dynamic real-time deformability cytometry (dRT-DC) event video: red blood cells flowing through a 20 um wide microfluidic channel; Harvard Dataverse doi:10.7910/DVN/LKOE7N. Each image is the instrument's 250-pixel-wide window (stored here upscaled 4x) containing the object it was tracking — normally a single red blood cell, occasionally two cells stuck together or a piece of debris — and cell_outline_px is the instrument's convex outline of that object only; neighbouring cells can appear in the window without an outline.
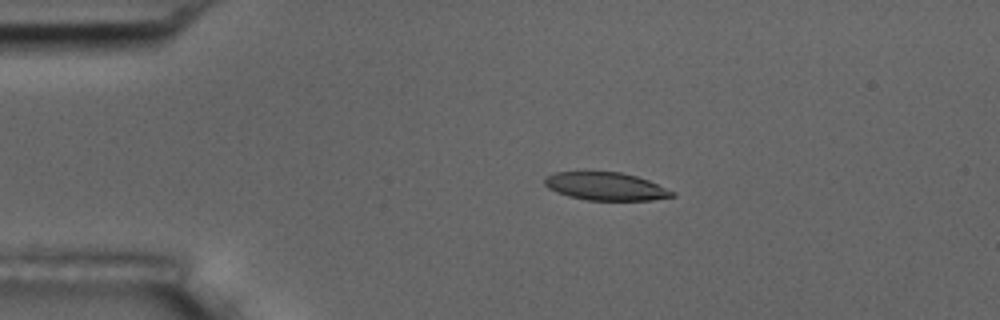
{"species": "common noctule bat (a hibernating species)", "species_latin": "Nyctalus noctula", "temperature_condition": "room temperature", "stored_images_in_passage": 6, "camera_frame_rate_fps": 3000, "um_per_image_px": 0.085, "animal": {"sex": "male", "body_mass_g": 17.5, "forearm_length_mm": 52.3}, "frame": {"image": 1, "passage_image": 4, "time_ms": 3.333, "image_size_px": [1000, 320], "cell_outline_px": [[676, 196], [652, 200], [588, 200], [568, 196], [556, 192], [548, 188], [544, 184], [544, 180], [552, 172], [620, 172], [636, 176], [648, 180], [676, 192]], "centroid_in_image_um": [51.5, 15.84], "position_along_channel_um": 33.5, "area_um2": 20.75}}
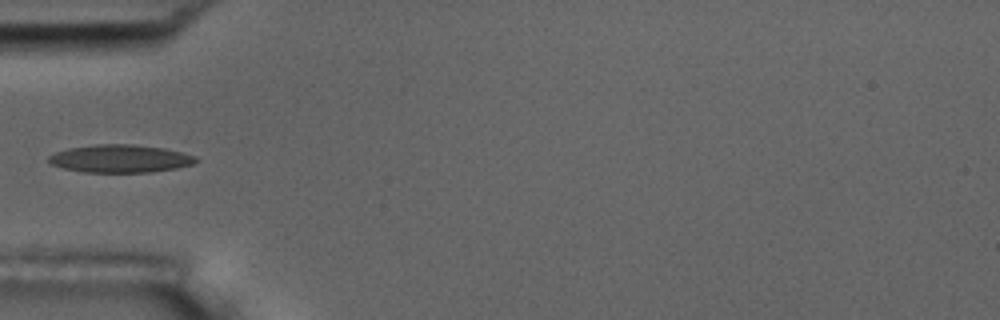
{"frame": {"image": 2, "passage_image": 6, "time_ms": 5.667, "image_size_px": [1000, 320], "cell_outline_px": [[200, 160], [192, 164], [176, 168], [152, 172], [84, 172], [64, 168], [52, 164], [48, 160], [48, 156], [56, 152], [68, 148], [96, 144], [132, 144], [164, 148], [196, 156]], "centroid_in_image_um": [10.23, 13.48], "position_along_channel_um": 74.8, "area_um2": 23.81}}